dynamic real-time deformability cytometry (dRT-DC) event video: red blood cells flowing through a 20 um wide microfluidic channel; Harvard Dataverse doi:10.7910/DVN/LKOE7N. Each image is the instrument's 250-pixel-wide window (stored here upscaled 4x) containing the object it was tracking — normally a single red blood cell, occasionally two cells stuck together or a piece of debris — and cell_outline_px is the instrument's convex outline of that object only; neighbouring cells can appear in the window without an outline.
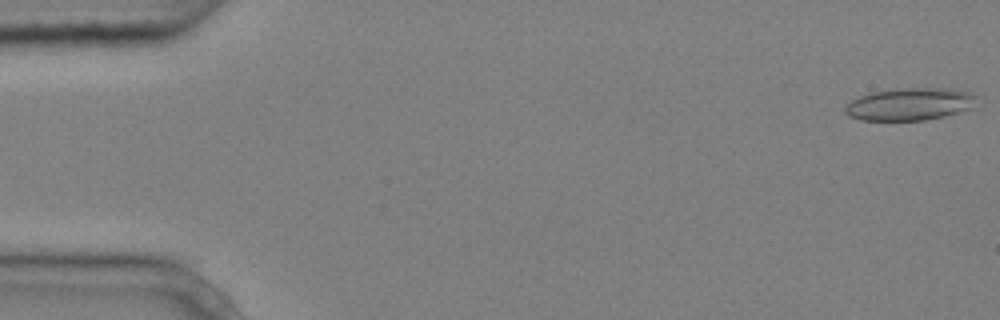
{"species": "common noctule bat (a hibernating species)", "species_latin": "Nyctalus noctula", "temperature_condition": "cold", "stored_images_in_passage": 5, "camera_frame_rate_fps": 3000, "um_per_image_px": 0.085, "animal": {"sex": "male", "body_mass_g": 20.4}, "frame": {"image": 1, "passage_image": 1, "time_ms": 0.0, "image_size_px": [1000, 320], "cell_outline_px": [[976, 96], [972, 108], [944, 116], [924, 120], [860, 120], [848, 116], [844, 112], [844, 108], [852, 100], [860, 96], [872, 92], [908, 88], [948, 88], [968, 92]], "centroid_in_image_um": [77.31, 8.86], "position_along_channel_um": 7.7, "area_um2": 24.57}}
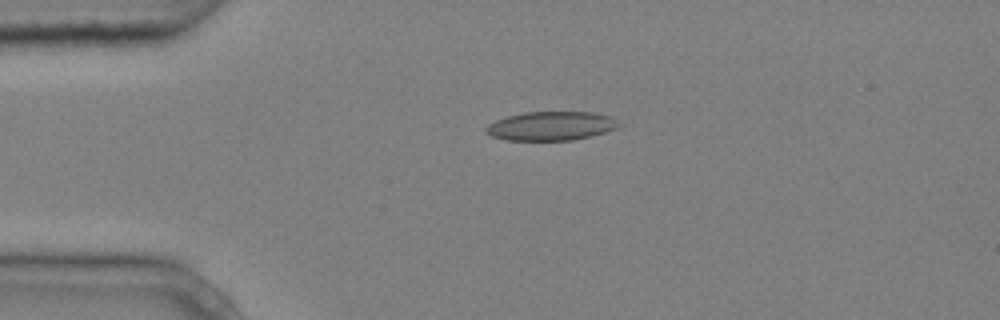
{"frame": {"image": 2, "passage_image": 4, "time_ms": 1.0, "image_size_px": [1000, 320], "cell_outline_px": [[624, 124], [616, 128], [592, 136], [572, 140], [504, 140], [492, 136], [484, 132], [484, 128], [488, 124], [496, 120], [508, 116], [524, 112], [592, 112], [612, 116]], "centroid_in_image_um": [46.86, 10.7], "position_along_channel_um": 38.1, "area_um2": 22.6}}